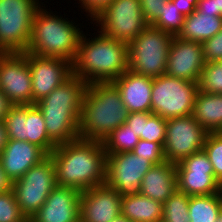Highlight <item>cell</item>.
<instances>
[{
    "label": "cell",
    "instance_id": "11",
    "mask_svg": "<svg viewBox=\"0 0 222 222\" xmlns=\"http://www.w3.org/2000/svg\"><path fill=\"white\" fill-rule=\"evenodd\" d=\"M8 140L28 141L47 155L57 146L48 136L42 111L36 104L13 105L3 118Z\"/></svg>",
    "mask_w": 222,
    "mask_h": 222
},
{
    "label": "cell",
    "instance_id": "29",
    "mask_svg": "<svg viewBox=\"0 0 222 222\" xmlns=\"http://www.w3.org/2000/svg\"><path fill=\"white\" fill-rule=\"evenodd\" d=\"M159 10V17L152 26L177 37L182 30L184 16L171 0L163 4Z\"/></svg>",
    "mask_w": 222,
    "mask_h": 222
},
{
    "label": "cell",
    "instance_id": "44",
    "mask_svg": "<svg viewBox=\"0 0 222 222\" xmlns=\"http://www.w3.org/2000/svg\"><path fill=\"white\" fill-rule=\"evenodd\" d=\"M110 222H129V220L126 217H124L122 214H120Z\"/></svg>",
    "mask_w": 222,
    "mask_h": 222
},
{
    "label": "cell",
    "instance_id": "35",
    "mask_svg": "<svg viewBox=\"0 0 222 222\" xmlns=\"http://www.w3.org/2000/svg\"><path fill=\"white\" fill-rule=\"evenodd\" d=\"M206 63L222 61V29L202 43Z\"/></svg>",
    "mask_w": 222,
    "mask_h": 222
},
{
    "label": "cell",
    "instance_id": "39",
    "mask_svg": "<svg viewBox=\"0 0 222 222\" xmlns=\"http://www.w3.org/2000/svg\"><path fill=\"white\" fill-rule=\"evenodd\" d=\"M197 10L202 14L222 16V0H198Z\"/></svg>",
    "mask_w": 222,
    "mask_h": 222
},
{
    "label": "cell",
    "instance_id": "17",
    "mask_svg": "<svg viewBox=\"0 0 222 222\" xmlns=\"http://www.w3.org/2000/svg\"><path fill=\"white\" fill-rule=\"evenodd\" d=\"M205 63L202 43L173 37L168 50V76L198 82Z\"/></svg>",
    "mask_w": 222,
    "mask_h": 222
},
{
    "label": "cell",
    "instance_id": "6",
    "mask_svg": "<svg viewBox=\"0 0 222 222\" xmlns=\"http://www.w3.org/2000/svg\"><path fill=\"white\" fill-rule=\"evenodd\" d=\"M42 1V0H41ZM39 0H0V53L27 50Z\"/></svg>",
    "mask_w": 222,
    "mask_h": 222
},
{
    "label": "cell",
    "instance_id": "20",
    "mask_svg": "<svg viewBox=\"0 0 222 222\" xmlns=\"http://www.w3.org/2000/svg\"><path fill=\"white\" fill-rule=\"evenodd\" d=\"M47 156L40 147L28 141L8 140L0 153V165L13 183Z\"/></svg>",
    "mask_w": 222,
    "mask_h": 222
},
{
    "label": "cell",
    "instance_id": "16",
    "mask_svg": "<svg viewBox=\"0 0 222 222\" xmlns=\"http://www.w3.org/2000/svg\"><path fill=\"white\" fill-rule=\"evenodd\" d=\"M27 61L32 78V104L73 76L72 63L62 58L27 53Z\"/></svg>",
    "mask_w": 222,
    "mask_h": 222
},
{
    "label": "cell",
    "instance_id": "37",
    "mask_svg": "<svg viewBox=\"0 0 222 222\" xmlns=\"http://www.w3.org/2000/svg\"><path fill=\"white\" fill-rule=\"evenodd\" d=\"M152 115L151 112H134L128 113L126 124L138 137L143 134L144 122Z\"/></svg>",
    "mask_w": 222,
    "mask_h": 222
},
{
    "label": "cell",
    "instance_id": "45",
    "mask_svg": "<svg viewBox=\"0 0 222 222\" xmlns=\"http://www.w3.org/2000/svg\"><path fill=\"white\" fill-rule=\"evenodd\" d=\"M215 222H222V211L220 212V214L218 215L217 219Z\"/></svg>",
    "mask_w": 222,
    "mask_h": 222
},
{
    "label": "cell",
    "instance_id": "43",
    "mask_svg": "<svg viewBox=\"0 0 222 222\" xmlns=\"http://www.w3.org/2000/svg\"><path fill=\"white\" fill-rule=\"evenodd\" d=\"M7 142H8L7 132L3 121H0V153L3 151V148Z\"/></svg>",
    "mask_w": 222,
    "mask_h": 222
},
{
    "label": "cell",
    "instance_id": "40",
    "mask_svg": "<svg viewBox=\"0 0 222 222\" xmlns=\"http://www.w3.org/2000/svg\"><path fill=\"white\" fill-rule=\"evenodd\" d=\"M179 9L181 14L186 17L197 9L198 0H171Z\"/></svg>",
    "mask_w": 222,
    "mask_h": 222
},
{
    "label": "cell",
    "instance_id": "24",
    "mask_svg": "<svg viewBox=\"0 0 222 222\" xmlns=\"http://www.w3.org/2000/svg\"><path fill=\"white\" fill-rule=\"evenodd\" d=\"M192 116L208 132H222V94L197 92Z\"/></svg>",
    "mask_w": 222,
    "mask_h": 222
},
{
    "label": "cell",
    "instance_id": "25",
    "mask_svg": "<svg viewBox=\"0 0 222 222\" xmlns=\"http://www.w3.org/2000/svg\"><path fill=\"white\" fill-rule=\"evenodd\" d=\"M121 214L130 222H162L163 204L140 193L121 197Z\"/></svg>",
    "mask_w": 222,
    "mask_h": 222
},
{
    "label": "cell",
    "instance_id": "31",
    "mask_svg": "<svg viewBox=\"0 0 222 222\" xmlns=\"http://www.w3.org/2000/svg\"><path fill=\"white\" fill-rule=\"evenodd\" d=\"M203 150L208 155L214 170L215 178L222 181V132L208 133Z\"/></svg>",
    "mask_w": 222,
    "mask_h": 222
},
{
    "label": "cell",
    "instance_id": "34",
    "mask_svg": "<svg viewBox=\"0 0 222 222\" xmlns=\"http://www.w3.org/2000/svg\"><path fill=\"white\" fill-rule=\"evenodd\" d=\"M132 152L139 157L146 158L152 165L165 161L164 148L160 143L140 139Z\"/></svg>",
    "mask_w": 222,
    "mask_h": 222
},
{
    "label": "cell",
    "instance_id": "33",
    "mask_svg": "<svg viewBox=\"0 0 222 222\" xmlns=\"http://www.w3.org/2000/svg\"><path fill=\"white\" fill-rule=\"evenodd\" d=\"M166 122V119L152 114L147 122H144L143 134L139 138L160 143L163 146L166 138Z\"/></svg>",
    "mask_w": 222,
    "mask_h": 222
},
{
    "label": "cell",
    "instance_id": "41",
    "mask_svg": "<svg viewBox=\"0 0 222 222\" xmlns=\"http://www.w3.org/2000/svg\"><path fill=\"white\" fill-rule=\"evenodd\" d=\"M13 104L8 100V98L0 91V121H3V118L9 112V109Z\"/></svg>",
    "mask_w": 222,
    "mask_h": 222
},
{
    "label": "cell",
    "instance_id": "4",
    "mask_svg": "<svg viewBox=\"0 0 222 222\" xmlns=\"http://www.w3.org/2000/svg\"><path fill=\"white\" fill-rule=\"evenodd\" d=\"M128 113L118 89L111 82L88 84L80 113L79 138L103 142L126 122Z\"/></svg>",
    "mask_w": 222,
    "mask_h": 222
},
{
    "label": "cell",
    "instance_id": "27",
    "mask_svg": "<svg viewBox=\"0 0 222 222\" xmlns=\"http://www.w3.org/2000/svg\"><path fill=\"white\" fill-rule=\"evenodd\" d=\"M140 138L129 129L126 123L121 124L115 130H113L105 140L103 145L106 155L131 152L139 142Z\"/></svg>",
    "mask_w": 222,
    "mask_h": 222
},
{
    "label": "cell",
    "instance_id": "38",
    "mask_svg": "<svg viewBox=\"0 0 222 222\" xmlns=\"http://www.w3.org/2000/svg\"><path fill=\"white\" fill-rule=\"evenodd\" d=\"M78 1V0H77ZM113 0H79V8L81 12H86L87 18L91 20L99 14L106 6H108ZM83 10V11H82Z\"/></svg>",
    "mask_w": 222,
    "mask_h": 222
},
{
    "label": "cell",
    "instance_id": "28",
    "mask_svg": "<svg viewBox=\"0 0 222 222\" xmlns=\"http://www.w3.org/2000/svg\"><path fill=\"white\" fill-rule=\"evenodd\" d=\"M190 196L176 190L163 203L162 222H191L189 218Z\"/></svg>",
    "mask_w": 222,
    "mask_h": 222
},
{
    "label": "cell",
    "instance_id": "32",
    "mask_svg": "<svg viewBox=\"0 0 222 222\" xmlns=\"http://www.w3.org/2000/svg\"><path fill=\"white\" fill-rule=\"evenodd\" d=\"M12 190L0 193V222H27Z\"/></svg>",
    "mask_w": 222,
    "mask_h": 222
},
{
    "label": "cell",
    "instance_id": "10",
    "mask_svg": "<svg viewBox=\"0 0 222 222\" xmlns=\"http://www.w3.org/2000/svg\"><path fill=\"white\" fill-rule=\"evenodd\" d=\"M56 186L55 166L48 155L39 164L32 166L19 180L14 181L11 190L21 212L29 220L43 206Z\"/></svg>",
    "mask_w": 222,
    "mask_h": 222
},
{
    "label": "cell",
    "instance_id": "22",
    "mask_svg": "<svg viewBox=\"0 0 222 222\" xmlns=\"http://www.w3.org/2000/svg\"><path fill=\"white\" fill-rule=\"evenodd\" d=\"M176 190V164L168 161L153 165L140 184V194L162 204Z\"/></svg>",
    "mask_w": 222,
    "mask_h": 222
},
{
    "label": "cell",
    "instance_id": "14",
    "mask_svg": "<svg viewBox=\"0 0 222 222\" xmlns=\"http://www.w3.org/2000/svg\"><path fill=\"white\" fill-rule=\"evenodd\" d=\"M177 190L188 196L219 193V181L204 150L176 163Z\"/></svg>",
    "mask_w": 222,
    "mask_h": 222
},
{
    "label": "cell",
    "instance_id": "8",
    "mask_svg": "<svg viewBox=\"0 0 222 222\" xmlns=\"http://www.w3.org/2000/svg\"><path fill=\"white\" fill-rule=\"evenodd\" d=\"M198 82L187 81L167 74L153 78L151 113L163 119L192 115Z\"/></svg>",
    "mask_w": 222,
    "mask_h": 222
},
{
    "label": "cell",
    "instance_id": "7",
    "mask_svg": "<svg viewBox=\"0 0 222 222\" xmlns=\"http://www.w3.org/2000/svg\"><path fill=\"white\" fill-rule=\"evenodd\" d=\"M172 39V35L148 25L128 44L129 70L152 78L165 75Z\"/></svg>",
    "mask_w": 222,
    "mask_h": 222
},
{
    "label": "cell",
    "instance_id": "12",
    "mask_svg": "<svg viewBox=\"0 0 222 222\" xmlns=\"http://www.w3.org/2000/svg\"><path fill=\"white\" fill-rule=\"evenodd\" d=\"M207 134L192 115L167 119L163 145L165 161L176 164L203 150Z\"/></svg>",
    "mask_w": 222,
    "mask_h": 222
},
{
    "label": "cell",
    "instance_id": "30",
    "mask_svg": "<svg viewBox=\"0 0 222 222\" xmlns=\"http://www.w3.org/2000/svg\"><path fill=\"white\" fill-rule=\"evenodd\" d=\"M198 90L209 94H222V62L205 63L198 81Z\"/></svg>",
    "mask_w": 222,
    "mask_h": 222
},
{
    "label": "cell",
    "instance_id": "2",
    "mask_svg": "<svg viewBox=\"0 0 222 222\" xmlns=\"http://www.w3.org/2000/svg\"><path fill=\"white\" fill-rule=\"evenodd\" d=\"M96 31L91 40L83 32L72 63L73 75L87 84L112 82L129 70L128 44Z\"/></svg>",
    "mask_w": 222,
    "mask_h": 222
},
{
    "label": "cell",
    "instance_id": "21",
    "mask_svg": "<svg viewBox=\"0 0 222 222\" xmlns=\"http://www.w3.org/2000/svg\"><path fill=\"white\" fill-rule=\"evenodd\" d=\"M129 113L151 112L153 78L127 70L111 82Z\"/></svg>",
    "mask_w": 222,
    "mask_h": 222
},
{
    "label": "cell",
    "instance_id": "46",
    "mask_svg": "<svg viewBox=\"0 0 222 222\" xmlns=\"http://www.w3.org/2000/svg\"><path fill=\"white\" fill-rule=\"evenodd\" d=\"M219 194L220 197L222 198V181L219 183Z\"/></svg>",
    "mask_w": 222,
    "mask_h": 222
},
{
    "label": "cell",
    "instance_id": "19",
    "mask_svg": "<svg viewBox=\"0 0 222 222\" xmlns=\"http://www.w3.org/2000/svg\"><path fill=\"white\" fill-rule=\"evenodd\" d=\"M80 195L75 188L56 186L31 222H79Z\"/></svg>",
    "mask_w": 222,
    "mask_h": 222
},
{
    "label": "cell",
    "instance_id": "5",
    "mask_svg": "<svg viewBox=\"0 0 222 222\" xmlns=\"http://www.w3.org/2000/svg\"><path fill=\"white\" fill-rule=\"evenodd\" d=\"M43 5L34 13L30 42L25 52L42 57H58L73 63L83 34L80 24L63 18V15L58 16V13L53 14Z\"/></svg>",
    "mask_w": 222,
    "mask_h": 222
},
{
    "label": "cell",
    "instance_id": "18",
    "mask_svg": "<svg viewBox=\"0 0 222 222\" xmlns=\"http://www.w3.org/2000/svg\"><path fill=\"white\" fill-rule=\"evenodd\" d=\"M120 214L121 195L106 183L81 192V222H110Z\"/></svg>",
    "mask_w": 222,
    "mask_h": 222
},
{
    "label": "cell",
    "instance_id": "15",
    "mask_svg": "<svg viewBox=\"0 0 222 222\" xmlns=\"http://www.w3.org/2000/svg\"><path fill=\"white\" fill-rule=\"evenodd\" d=\"M0 91L13 105H32L27 53H0Z\"/></svg>",
    "mask_w": 222,
    "mask_h": 222
},
{
    "label": "cell",
    "instance_id": "3",
    "mask_svg": "<svg viewBox=\"0 0 222 222\" xmlns=\"http://www.w3.org/2000/svg\"><path fill=\"white\" fill-rule=\"evenodd\" d=\"M88 84L74 75L37 103L49 138L65 144L79 138V119Z\"/></svg>",
    "mask_w": 222,
    "mask_h": 222
},
{
    "label": "cell",
    "instance_id": "13",
    "mask_svg": "<svg viewBox=\"0 0 222 222\" xmlns=\"http://www.w3.org/2000/svg\"><path fill=\"white\" fill-rule=\"evenodd\" d=\"M153 165L131 152L107 155L106 184L121 197L140 193V184Z\"/></svg>",
    "mask_w": 222,
    "mask_h": 222
},
{
    "label": "cell",
    "instance_id": "26",
    "mask_svg": "<svg viewBox=\"0 0 222 222\" xmlns=\"http://www.w3.org/2000/svg\"><path fill=\"white\" fill-rule=\"evenodd\" d=\"M222 211V198L219 193L190 196L189 218L191 222H215Z\"/></svg>",
    "mask_w": 222,
    "mask_h": 222
},
{
    "label": "cell",
    "instance_id": "42",
    "mask_svg": "<svg viewBox=\"0 0 222 222\" xmlns=\"http://www.w3.org/2000/svg\"><path fill=\"white\" fill-rule=\"evenodd\" d=\"M12 182L0 165V193L11 190Z\"/></svg>",
    "mask_w": 222,
    "mask_h": 222
},
{
    "label": "cell",
    "instance_id": "1",
    "mask_svg": "<svg viewBox=\"0 0 222 222\" xmlns=\"http://www.w3.org/2000/svg\"><path fill=\"white\" fill-rule=\"evenodd\" d=\"M49 156L58 186L83 192L106 182L107 155L101 141L78 138L57 145Z\"/></svg>",
    "mask_w": 222,
    "mask_h": 222
},
{
    "label": "cell",
    "instance_id": "23",
    "mask_svg": "<svg viewBox=\"0 0 222 222\" xmlns=\"http://www.w3.org/2000/svg\"><path fill=\"white\" fill-rule=\"evenodd\" d=\"M222 29V16L202 14L197 9L184 17L179 39L203 43Z\"/></svg>",
    "mask_w": 222,
    "mask_h": 222
},
{
    "label": "cell",
    "instance_id": "9",
    "mask_svg": "<svg viewBox=\"0 0 222 222\" xmlns=\"http://www.w3.org/2000/svg\"><path fill=\"white\" fill-rule=\"evenodd\" d=\"M92 21L90 23L96 24L102 34L126 44L149 25L142 13L140 0H113Z\"/></svg>",
    "mask_w": 222,
    "mask_h": 222
},
{
    "label": "cell",
    "instance_id": "36",
    "mask_svg": "<svg viewBox=\"0 0 222 222\" xmlns=\"http://www.w3.org/2000/svg\"><path fill=\"white\" fill-rule=\"evenodd\" d=\"M169 0H140L142 13L149 25H152L159 17L160 8Z\"/></svg>",
    "mask_w": 222,
    "mask_h": 222
}]
</instances>
